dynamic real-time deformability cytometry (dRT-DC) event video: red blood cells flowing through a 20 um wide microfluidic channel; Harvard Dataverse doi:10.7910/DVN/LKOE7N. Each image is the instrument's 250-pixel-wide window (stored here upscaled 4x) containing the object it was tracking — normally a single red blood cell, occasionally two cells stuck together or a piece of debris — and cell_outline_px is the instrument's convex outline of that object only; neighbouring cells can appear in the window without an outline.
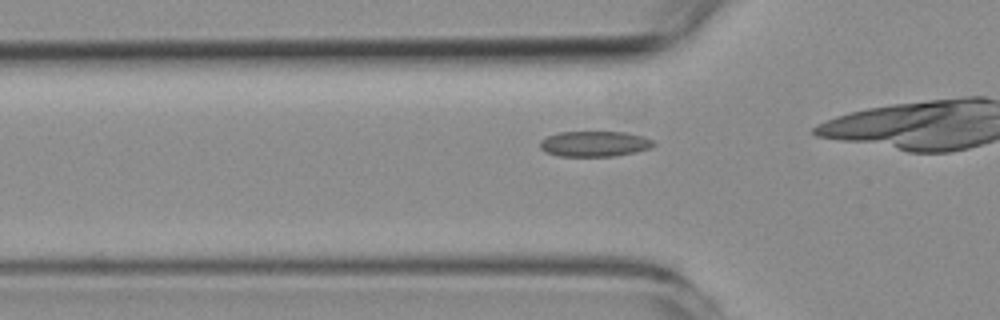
{"species": "common noctule bat (a hibernating species)", "species_latin": "Nyctalus noctula", "temperature_condition": "room temperature", "stored_images_in_passage": 19, "camera_frame_rate_fps": 3000, "um_per_image_px": 0.085, "animal": {"sex": "female", "body_mass_g": 19.3, "forearm_length_mm": 54.1}, "frame": {"image": 1, "passage_image": 4, "time_ms": 1.0, "image_size_px": [1000, 320], "cell_outline_px": [[656, 144], [652, 148], [636, 152], [612, 156], [560, 156], [544, 152], [540, 148], [540, 140], [548, 136], [560, 132], [624, 132], [644, 136], [652, 140]], "centroid_in_image_um": [50.55, 12.23], "position_along_channel_um": 75.3, "area_um2": 16.94}}
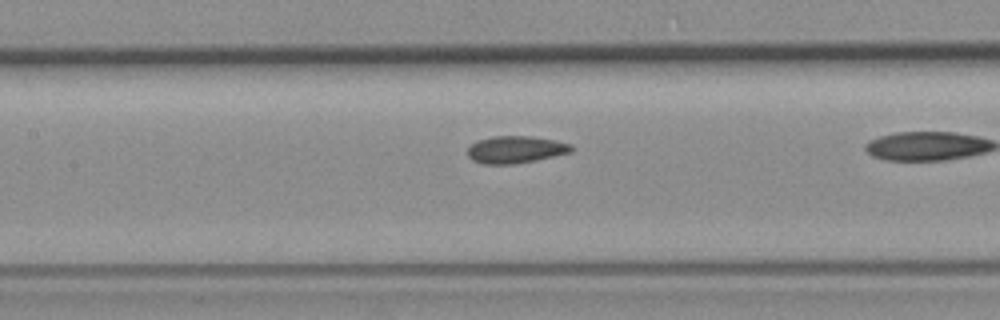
{"frame": {"image": 2, "passage_image": 11, "time_ms": 3.333, "image_size_px": [1000, 320], "cell_outline_px": [[572, 152], [536, 160], [516, 164], [484, 164], [472, 160], [468, 156], [468, 148], [472, 144], [480, 140], [492, 136], [532, 136], [556, 140], [572, 144]], "centroid_in_image_um": [43.85, 12.71], "position_along_channel_um": 163.6, "area_um2": 16.47}}
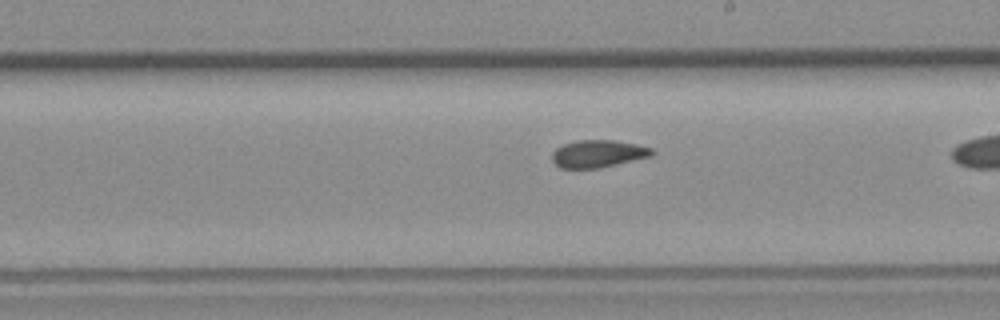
{"frame": {"image": 3, "passage_image": 17, "time_ms": 5.333, "image_size_px": [1000, 320], "cell_outline_px": [[656, 152], [652, 156], [600, 168], [560, 168], [552, 160], [552, 152], [556, 148], [564, 144], [576, 140], [612, 140], [636, 144], [652, 148]], "centroid_in_image_um": [50.85, 13.06], "position_along_channel_um": 238.2, "area_um2": 16.01}}